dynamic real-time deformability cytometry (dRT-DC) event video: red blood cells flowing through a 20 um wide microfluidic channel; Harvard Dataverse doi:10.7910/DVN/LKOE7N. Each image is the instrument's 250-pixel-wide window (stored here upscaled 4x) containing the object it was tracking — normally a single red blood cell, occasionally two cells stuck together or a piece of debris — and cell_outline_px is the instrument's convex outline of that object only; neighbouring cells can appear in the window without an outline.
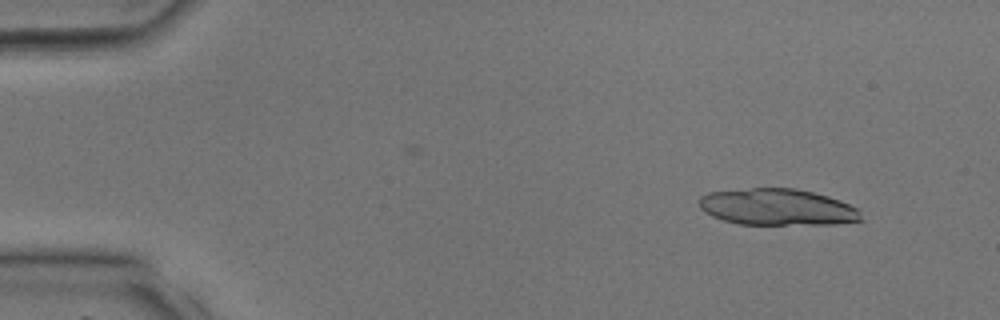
{"species": "common noctule bat (a hibernating species)", "species_latin": "Nyctalus noctula", "temperature_condition": "room temperature", "stored_images_in_passage": 12, "camera_frame_rate_fps": 3000, "um_per_image_px": 0.085, "animal": {"sex": "male", "body_mass_g": 17.9, "forearm_length_mm": 54.2}, "frame": {"image": 1, "passage_image": 3, "time_ms": 0.667, "image_size_px": [1000, 320], "cell_outline_px": [[864, 220], [836, 224], [740, 224], [724, 220], [712, 216], [704, 212], [700, 208], [700, 196], [708, 192], [752, 188], [796, 188], [828, 196], [840, 200], [856, 208], [860, 212]], "centroid_in_image_um": [66.08, 17.6], "position_along_channel_um": 18.9, "area_um2": 34.45}}